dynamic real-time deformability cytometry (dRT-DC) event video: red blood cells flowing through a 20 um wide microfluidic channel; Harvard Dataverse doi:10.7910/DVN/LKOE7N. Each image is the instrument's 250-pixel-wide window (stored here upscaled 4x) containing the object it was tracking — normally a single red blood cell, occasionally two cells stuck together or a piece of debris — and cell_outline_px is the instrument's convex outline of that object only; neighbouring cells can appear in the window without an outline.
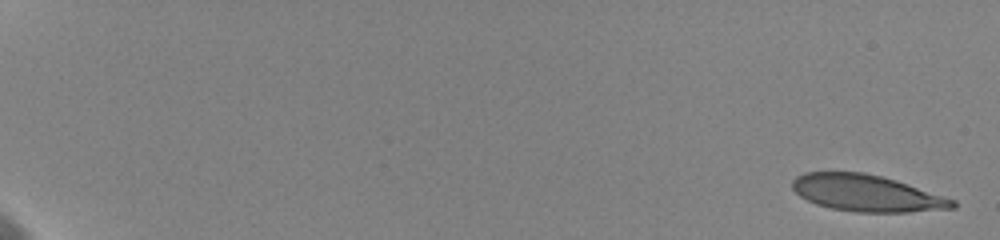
{"species": "human", "species_latin": "Homo sapiens", "temperature_condition": "cold", "stored_images_in_passage": 57, "camera_frame_rate_fps": 3000, "um_per_image_px": 0.085, "donor": {"sex": "female"}, "frame": {"image": 1, "passage_image": 1, "time_ms": 0.0, "image_size_px": [1000, 240], "cell_outline_px": [[956, 208], [908, 212], [856, 212], [832, 208], [816, 204], [800, 196], [792, 188], [792, 180], [796, 176], [804, 172], [864, 172], [884, 176], [956, 200]], "centroid_in_image_um": [73.67, 16.41], "position_along_channel_um": 11.3, "area_um2": 34.22}}
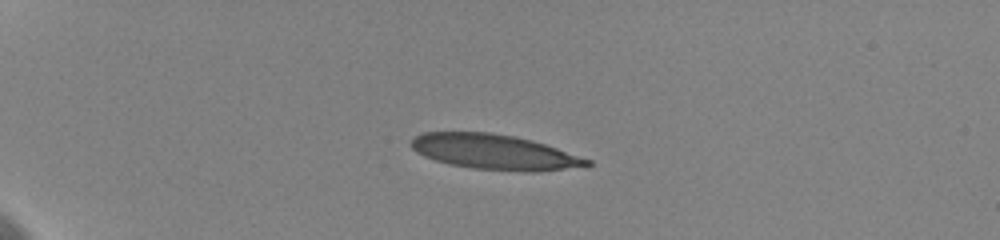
{"frame": {"image": 2, "passage_image": 15, "time_ms": 5.0, "image_size_px": [1000, 240], "cell_outline_px": [[592, 164], [588, 168], [536, 172], [528, 172], [472, 168], [448, 164], [424, 156], [416, 152], [408, 144], [420, 132], [492, 132], [516, 136], [532, 140], [592, 160]], "centroid_in_image_um": [42.09, 12.93], "position_along_channel_um": 42.9, "area_um2": 36.53}}
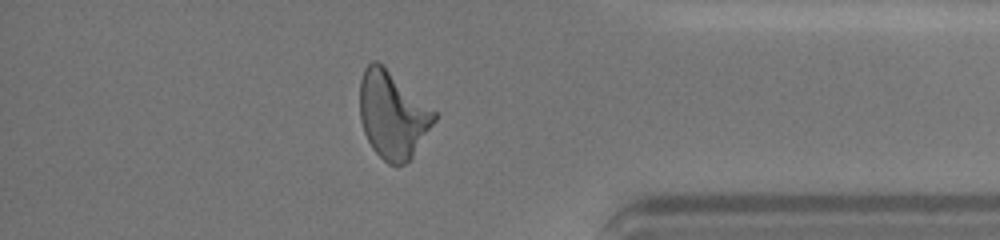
{"frame": {"image": 3, "passage_image": 50, "time_ms": 17.0, "image_size_px": [1000, 240], "cell_outline_px": [[436, 120], [412, 156], [404, 164], [396, 168], [388, 164], [372, 148], [364, 132], [360, 120], [360, 80], [364, 68], [372, 60], [376, 60], [436, 112]], "centroid_in_image_um": [33.34, 9.79], "position_along_channel_um": 401.9, "area_um2": 37.28}, "authors_computed_cell_mechanics": {"area_um2": 36.703, "velocity_mm_per_s": 3.6067, "shape_relaxation_time_tau1_ms": 6.6067, "shape_relaxation_time_tau2_ms": 1.4103, "deformation_change_tau1": 0.2058, "deformation_change_tau2": 0.1235}}